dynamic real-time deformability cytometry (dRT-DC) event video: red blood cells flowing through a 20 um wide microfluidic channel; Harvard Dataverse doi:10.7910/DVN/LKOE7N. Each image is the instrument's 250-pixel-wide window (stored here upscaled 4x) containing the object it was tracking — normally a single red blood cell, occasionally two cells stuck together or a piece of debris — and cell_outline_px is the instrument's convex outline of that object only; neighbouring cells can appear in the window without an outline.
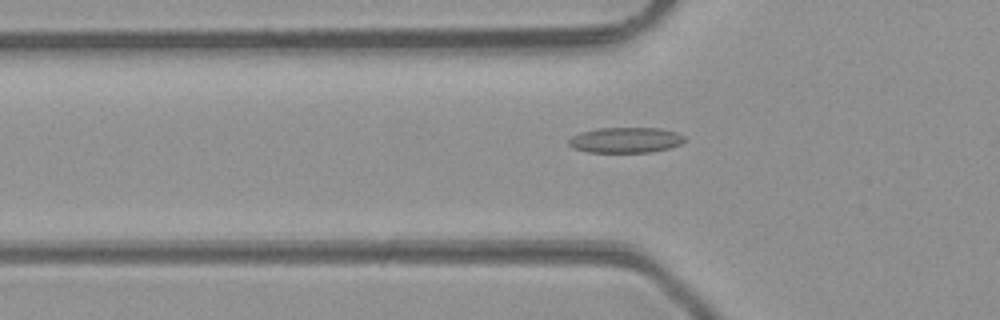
{"species": "common noctule bat (a hibernating species)", "species_latin": "Nyctalus noctula", "temperature_condition": "room temperature", "stored_images_in_passage": 35, "camera_frame_rate_fps": 3000, "um_per_image_px": 0.085, "animal": {"sex": "male", "body_mass_g": 23.1, "forearm_length_mm": 52.7}, "frame": {"image": 1, "passage_image": 3, "time_ms": 0.667, "image_size_px": [1000, 320], "cell_outline_px": [[688, 140], [672, 148], [652, 152], [588, 152], [572, 148], [568, 144], [568, 140], [572, 136], [580, 132], [596, 128], [660, 128], [676, 132], [684, 136]], "centroid_in_image_um": [53.19, 11.9], "position_along_channel_um": 72.6, "area_um2": 17.46}}
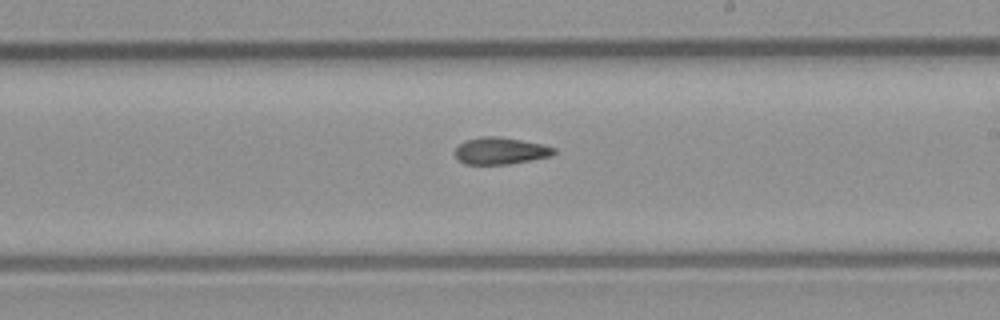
{"frame": {"image": 2, "passage_image": 15, "time_ms": 4.667, "image_size_px": [1000, 320], "cell_outline_px": [[556, 152], [552, 156], [508, 164], [464, 164], [456, 156], [456, 148], [464, 140], [480, 136], [500, 136], [540, 144], [556, 148]], "centroid_in_image_um": [42.54, 12.81], "position_along_channel_um": 246.5, "area_um2": 15.43}}
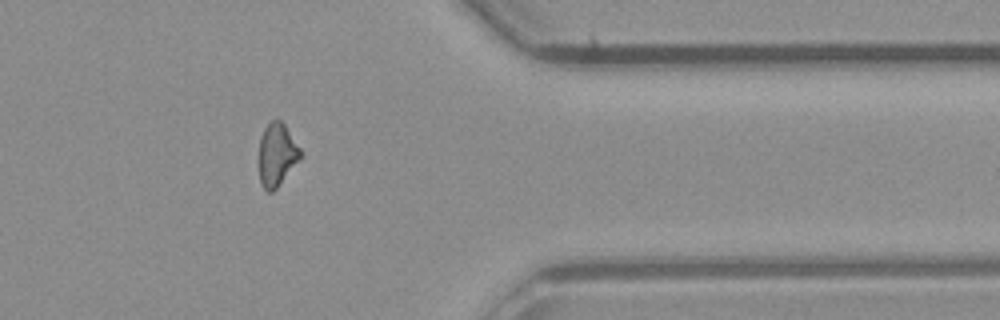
{"frame": {"image": 3, "passage_image": 26, "time_ms": 8.333, "image_size_px": [1000, 320], "cell_outline_px": [[304, 156], [276, 188], [272, 192], [268, 192], [260, 184], [256, 164], [256, 160], [260, 136], [264, 128], [276, 116], [284, 124], [300, 148]], "centroid_in_image_um": [23.49, 13.16], "position_along_channel_um": 387.9, "area_um2": 16.01}, "authors_computed_cell_mechanics": {"area_um2": 15.895, "velocity_mm_per_s": 4.3152, "shape_relaxation_time_tau1_ms": null, "shape_relaxation_time_tau2_ms": 5.271, "deformation_change_tau1": null, "deformation_change_tau2": 0.1526}}